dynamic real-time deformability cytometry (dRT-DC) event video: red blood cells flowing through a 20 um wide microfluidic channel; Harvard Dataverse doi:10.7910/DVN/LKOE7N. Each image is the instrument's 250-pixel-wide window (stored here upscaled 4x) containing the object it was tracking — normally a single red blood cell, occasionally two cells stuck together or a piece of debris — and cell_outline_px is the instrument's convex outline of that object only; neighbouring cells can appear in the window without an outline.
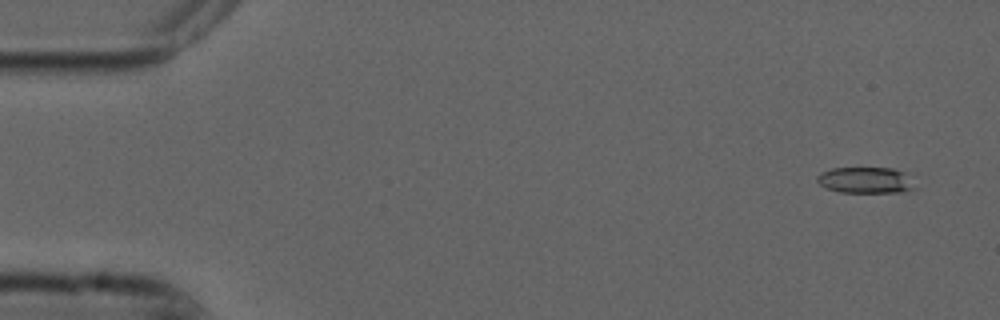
{"species": "common noctule bat (a hibernating species)", "species_latin": "Nyctalus noctula", "temperature_condition": "cold", "stored_images_in_passage": 54, "camera_frame_rate_fps": 3000, "um_per_image_px": 0.085, "animal": {"sex": "male", "forearm_length_mm": 52.5}, "frame": {"image": 1, "passage_image": 3, "time_ms": 0.667, "image_size_px": [1000, 320], "cell_outline_px": [[916, 188], [900, 192], [840, 192], [828, 188], [820, 184], [816, 180], [816, 176], [820, 172], [832, 168], [892, 168], [908, 172]], "centroid_in_image_um": [73.6, 15.3], "position_along_channel_um": 11.4, "area_um2": 15.03}}
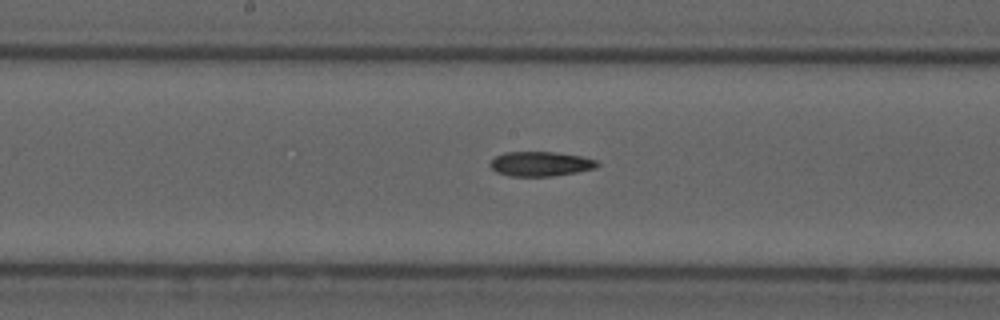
{"frame": {"image": 2, "passage_image": 28, "time_ms": 9.0, "image_size_px": [1000, 320], "cell_outline_px": [[600, 164], [596, 168], [576, 172], [552, 176], [508, 176], [496, 172], [488, 164], [496, 156], [504, 152], [552, 152], [580, 156], [596, 160]], "centroid_in_image_um": [45.92, 13.93], "position_along_channel_um": 202.3, "area_um2": 15.32}}
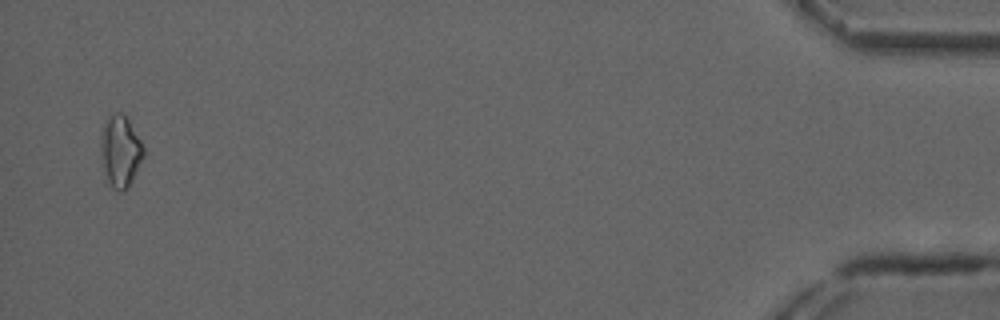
{"frame": {"image": 3, "passage_image": 53, "time_ms": 17.333, "image_size_px": [1000, 320], "cell_outline_px": [[144, 156], [128, 188], [124, 192], [120, 192], [104, 184], [100, 152], [100, 132], [108, 116], [116, 112], [120, 112], [128, 120], [140, 140], [144, 148]], "centroid_in_image_um": [10.17, 12.93], "position_along_channel_um": 425.0, "area_um2": 18.38}}